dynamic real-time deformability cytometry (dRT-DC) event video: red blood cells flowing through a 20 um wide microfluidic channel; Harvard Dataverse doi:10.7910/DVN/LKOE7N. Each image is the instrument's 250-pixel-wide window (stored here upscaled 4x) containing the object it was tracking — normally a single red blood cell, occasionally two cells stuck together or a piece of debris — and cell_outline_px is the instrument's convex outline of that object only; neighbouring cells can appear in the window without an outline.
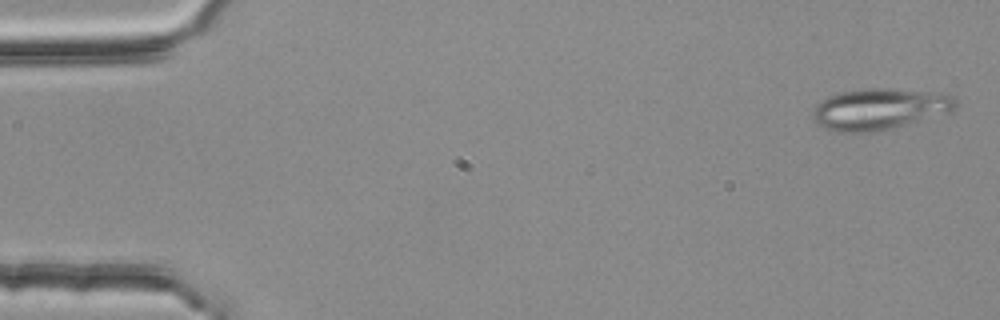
{"species": "common noctule bat (a hibernating species)", "species_latin": "Nyctalus noctula", "temperature_condition": "room temperature", "stored_images_in_passage": 4, "camera_frame_rate_fps": 3000, "um_per_image_px": 0.085, "animal": {"sex": "female", "body_mass_g": 25.1}, "frame": {"image": 1, "passage_image": 1, "time_ms": 0.0, "image_size_px": [1000, 320], "cell_outline_px": [[956, 108], [952, 112], [876, 132], [840, 132], [824, 128], [812, 120], [812, 112], [816, 104], [828, 96], [840, 92], [864, 88], [888, 88], [948, 92], [956, 100]], "centroid_in_image_um": [74.79, 9.25], "position_along_channel_um": 10.2, "area_um2": 34.91}}